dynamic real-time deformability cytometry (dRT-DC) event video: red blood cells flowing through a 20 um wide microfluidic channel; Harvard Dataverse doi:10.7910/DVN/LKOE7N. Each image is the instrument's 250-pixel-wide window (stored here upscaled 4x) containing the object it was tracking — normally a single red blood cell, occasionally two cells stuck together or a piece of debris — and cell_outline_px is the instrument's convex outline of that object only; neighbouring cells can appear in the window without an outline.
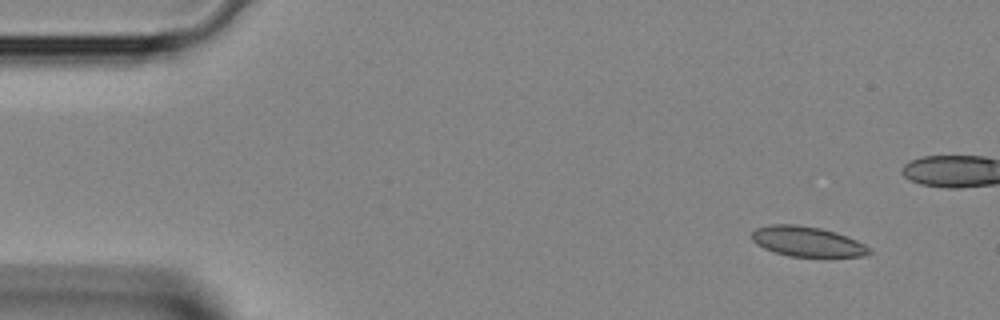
{"species": "Egyptian fruit bat (a non-hibernating species)", "species_latin": "Rousettus aegyptiacus", "temperature_condition": "room temperature", "stored_images_in_passage": 4, "camera_frame_rate_fps": 3000, "um_per_image_px": 0.085, "animal": {"sex": "female"}, "frame": {"image": 1, "passage_image": 1, "time_ms": 0.0, "image_size_px": [1000, 320], "cell_outline_px": [[872, 252], [864, 256], [788, 256], [764, 248], [756, 244], [752, 240], [752, 232], [756, 228], [768, 224], [796, 224], [820, 228], [836, 232], [856, 240], [864, 244]], "centroid_in_image_um": [68.58, 20.51], "position_along_channel_um": 16.4, "area_um2": 20.4}}
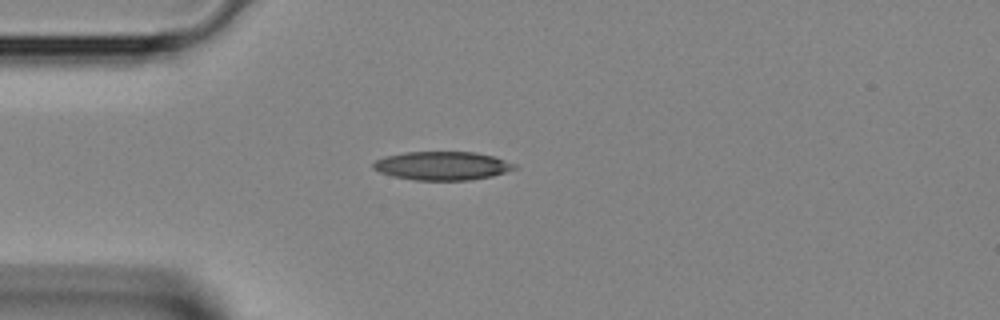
{"frame": {"image": 2, "passage_image": 4, "time_ms": 1.0, "image_size_px": [1000, 320], "cell_outline_px": [[516, 168], [492, 176], [472, 180], [416, 180], [392, 176], [380, 172], [372, 168], [372, 164], [376, 160], [384, 156], [404, 152], [476, 152], [496, 156], [516, 164]], "centroid_in_image_um": [37.59, 14.08], "position_along_channel_um": 47.4, "area_um2": 23.64}}